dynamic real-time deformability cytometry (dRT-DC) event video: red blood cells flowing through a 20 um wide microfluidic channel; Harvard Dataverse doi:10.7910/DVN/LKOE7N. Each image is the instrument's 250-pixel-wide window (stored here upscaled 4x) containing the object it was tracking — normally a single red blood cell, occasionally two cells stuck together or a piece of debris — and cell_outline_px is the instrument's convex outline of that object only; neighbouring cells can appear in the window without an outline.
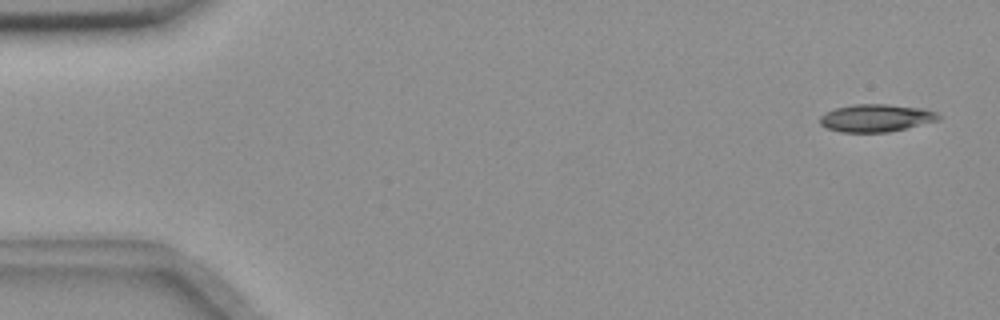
{"species": "common noctule bat (a hibernating species)", "species_latin": "Nyctalus noctula", "temperature_condition": "room temperature", "stored_images_in_passage": 55, "camera_frame_rate_fps": 3000, "um_per_image_px": 0.085, "animal": {"sex": "female", "body_mass_g": 18.4}, "frame": {"image": 1, "passage_image": 2, "time_ms": 0.333, "image_size_px": [1000, 320], "cell_outline_px": [[944, 116], [940, 120], [888, 132], [840, 132], [828, 128], [820, 124], [820, 116], [824, 112], [836, 108], [852, 104], [888, 104], [924, 108], [936, 112]], "centroid_in_image_um": [74.5, 10.02], "position_along_channel_um": 10.5, "area_um2": 19.25}}
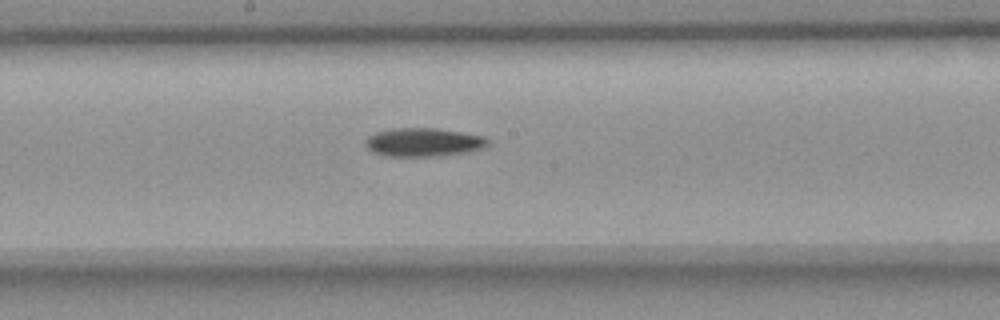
{"frame": {"image": 2, "passage_image": 29, "time_ms": 9.333, "image_size_px": [1000, 320], "cell_outline_px": [[488, 144], [480, 148], [464, 152], [432, 156], [384, 156], [368, 148], [364, 144], [364, 140], [368, 136], [376, 132], [392, 128], [436, 128], [484, 136], [488, 140]], "centroid_in_image_um": [35.93, 12.08], "position_along_channel_um": 212.3, "area_um2": 20.06}}
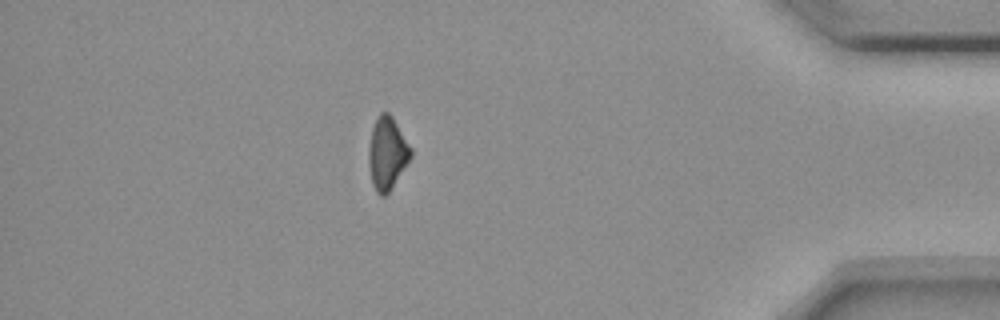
{"frame": {"image": 3, "passage_image": 48, "time_ms": 15.667, "image_size_px": [1000, 320], "cell_outline_px": [[412, 156], [388, 192], [384, 196], [380, 196], [376, 192], [372, 184], [368, 164], [368, 148], [372, 128], [380, 112], [388, 112], [392, 116], [412, 148]], "centroid_in_image_um": [32.9, 13.02], "position_along_channel_um": 402.3, "area_um2": 17.74}}